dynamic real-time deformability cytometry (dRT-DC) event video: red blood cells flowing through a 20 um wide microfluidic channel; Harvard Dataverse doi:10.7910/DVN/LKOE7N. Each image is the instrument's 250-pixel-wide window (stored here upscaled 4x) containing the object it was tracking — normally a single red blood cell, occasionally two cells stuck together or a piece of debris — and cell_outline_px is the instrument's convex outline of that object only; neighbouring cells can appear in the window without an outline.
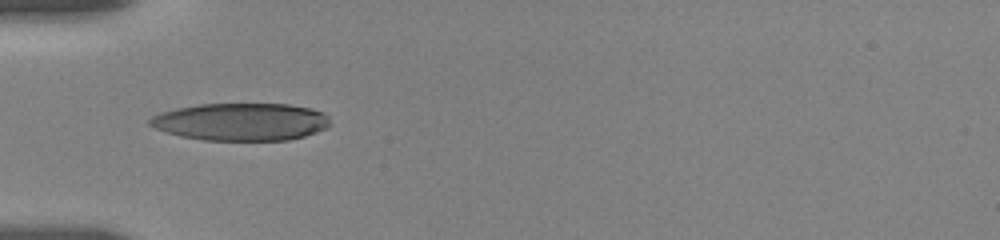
{"species": "human", "species_latin": "Homo sapiens", "temperature_condition": "room temperature", "stored_images_in_passage": 13, "camera_frame_rate_fps": 3000, "um_per_image_px": 0.085, "donor": {"sex": "female"}, "frame": {"image": 1, "passage_image": 1, "time_ms": 0.0, "image_size_px": [1000, 240], "cell_outline_px": [[328, 128], [304, 136], [288, 140], [204, 140], [180, 136], [156, 128], [148, 124], [148, 120], [152, 116], [160, 112], [176, 108], [200, 104], [288, 104], [312, 108], [324, 112], [328, 116]], "centroid_in_image_um": [20.49, 10.35], "position_along_channel_um": 64.5, "area_um2": 39.48}}
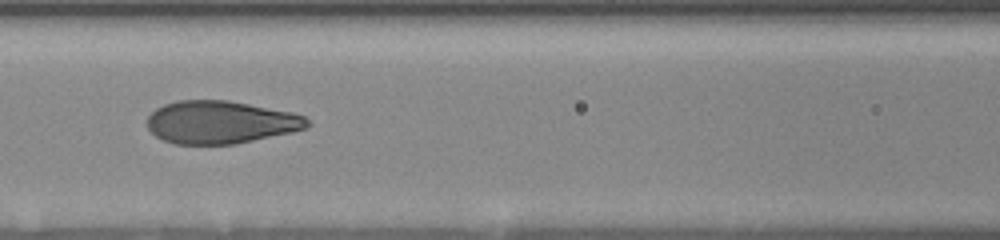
{"frame": {"image": 2, "passage_image": 7, "time_ms": 2.333, "image_size_px": [1000, 240], "cell_outline_px": [[312, 124], [308, 128], [292, 132], [236, 144], [176, 144], [164, 140], [156, 136], [148, 128], [148, 116], [156, 108], [164, 104], [176, 100], [228, 100], [292, 112], [304, 116]], "centroid_in_image_um": [18.77, 10.39], "position_along_channel_um": 147.8, "area_um2": 40.0}}
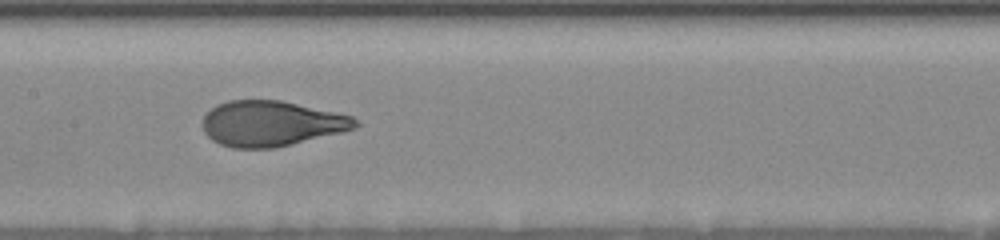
{"frame": {"image": 3, "passage_image": 12, "time_ms": 3.333, "image_size_px": [1000, 240], "cell_outline_px": [[360, 124], [356, 128], [276, 148], [232, 148], [220, 144], [212, 140], [204, 132], [204, 116], [216, 104], [228, 100], [280, 100], [352, 116]], "centroid_in_image_um": [23.04, 10.5], "position_along_channel_um": 184.4, "area_um2": 40.11}}